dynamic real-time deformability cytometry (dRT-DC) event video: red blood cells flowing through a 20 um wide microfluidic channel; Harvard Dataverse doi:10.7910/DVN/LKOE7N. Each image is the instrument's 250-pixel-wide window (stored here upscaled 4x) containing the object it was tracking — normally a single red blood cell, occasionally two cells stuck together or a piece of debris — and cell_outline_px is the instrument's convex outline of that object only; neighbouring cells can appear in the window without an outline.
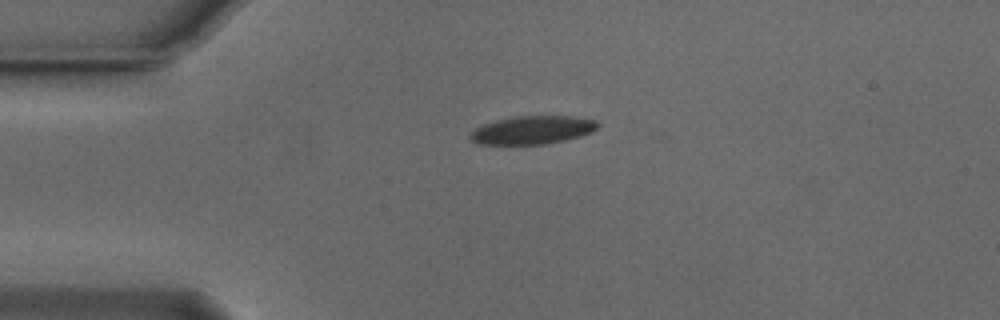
{"species": "Egyptian fruit bat (a non-hibernating species)", "species_latin": "Rousettus aegyptiacus", "temperature_condition": "cold", "stored_images_in_passage": 11, "camera_frame_rate_fps": 3000, "um_per_image_px": 0.085, "animal": {"sex": "male"}, "frame": {"image": 1, "passage_image": 1, "time_ms": 0.0, "image_size_px": [1000, 320], "cell_outline_px": [[600, 124], [592, 132], [580, 136], [564, 140], [544, 144], [476, 144], [468, 136], [476, 128], [484, 124], [496, 120], [516, 116], [572, 116], [596, 120]], "centroid_in_image_um": [45.26, 11.05], "position_along_channel_um": 39.7, "area_um2": 20.87}}
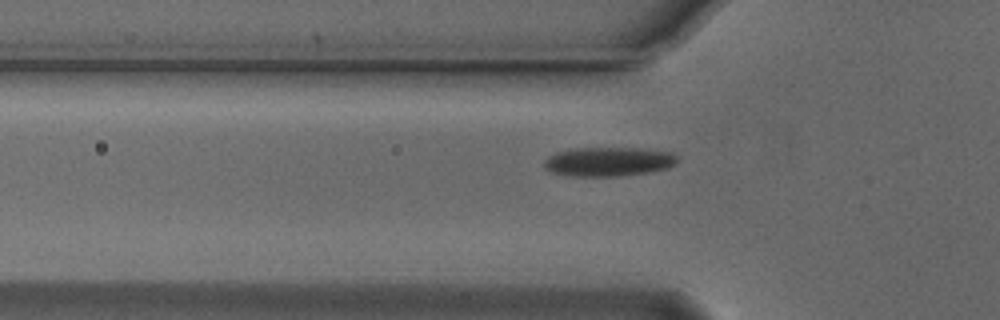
{"frame": {"image": 2, "passage_image": 6, "time_ms": 1.667, "image_size_px": [1000, 320], "cell_outline_px": [[676, 164], [668, 168], [648, 172], [620, 176], [568, 176], [552, 172], [544, 168], [544, 160], [548, 156], [556, 152], [572, 148], [640, 148], [672, 152], [676, 156]], "centroid_in_image_um": [51.7, 13.73], "position_along_channel_um": 74.1, "area_um2": 22.77}}
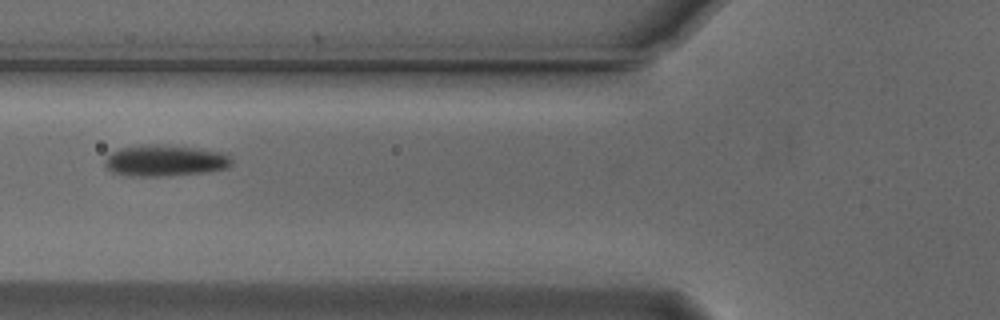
{"frame": {"image": 3, "passage_image": 9, "time_ms": 2.667, "image_size_px": [1000, 320], "cell_outline_px": [[232, 164], [228, 168], [208, 172], [160, 176], [128, 176], [112, 172], [104, 164], [104, 160], [112, 152], [120, 148], [148, 144], [160, 144], [196, 148], [224, 152], [232, 160]], "centroid_in_image_um": [14.04, 13.65], "position_along_channel_um": 111.8, "area_um2": 23.18}}